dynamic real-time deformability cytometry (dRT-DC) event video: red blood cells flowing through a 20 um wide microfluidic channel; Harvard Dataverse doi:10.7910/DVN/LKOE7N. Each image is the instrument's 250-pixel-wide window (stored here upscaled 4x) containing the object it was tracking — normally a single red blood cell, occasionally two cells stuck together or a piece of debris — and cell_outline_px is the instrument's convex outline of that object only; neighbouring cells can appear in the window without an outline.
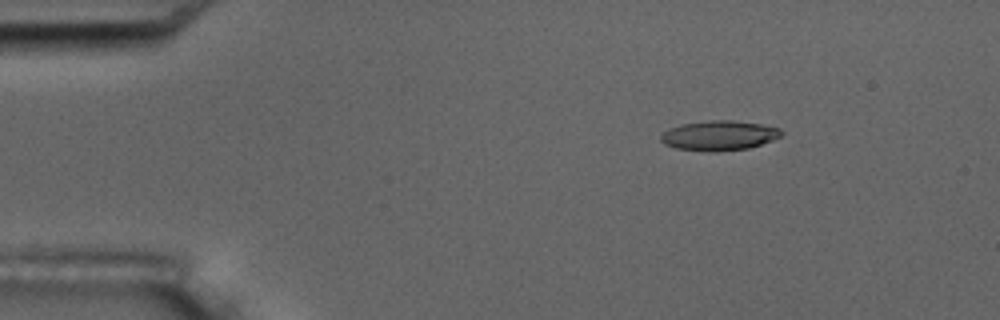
{"species": "common noctule bat (a hibernating species)", "species_latin": "Nyctalus noctula", "temperature_condition": "room temperature", "stored_images_in_passage": 7, "camera_frame_rate_fps": 3000, "um_per_image_px": 0.085, "animal": {"sex": "male", "body_mass_g": 17.5, "forearm_length_mm": 52.3}, "frame": {"image": 1, "passage_image": 2, "time_ms": 1.333, "image_size_px": [1000, 320], "cell_outline_px": [[784, 132], [780, 136], [772, 140], [748, 148], [716, 152], [708, 152], [676, 148], [664, 144], [660, 140], [660, 136], [668, 128], [680, 124], [708, 120], [732, 120], [760, 124], [780, 128]], "centroid_in_image_um": [61.09, 11.52], "position_along_channel_um": 23.9, "area_um2": 21.04}}
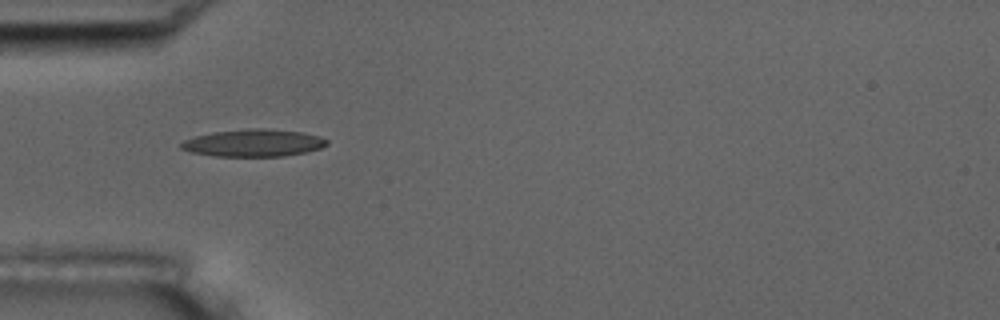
{"frame": {"image": 2, "passage_image": 4, "time_ms": 4.333, "image_size_px": [1000, 320], "cell_outline_px": [[328, 144], [320, 148], [304, 152], [284, 156], [212, 156], [188, 152], [180, 148], [180, 144], [184, 140], [196, 136], [212, 132], [252, 128], [264, 128], [300, 132], [320, 136], [328, 140]], "centroid_in_image_um": [21.52, 12.15], "position_along_channel_um": 63.5, "area_um2": 23.18}}
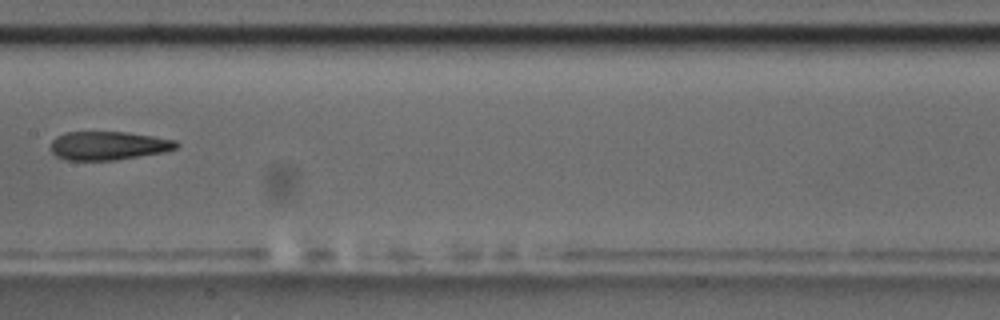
{"frame": {"image": 3, "passage_image": 7, "time_ms": 8.0, "image_size_px": [1000, 320], "cell_outline_px": [[180, 144], [176, 148], [164, 152], [116, 160], [68, 160], [56, 156], [52, 152], [52, 140], [56, 136], [64, 132], [128, 132], [176, 140]], "centroid_in_image_um": [9.22, 12.37], "position_along_channel_um": 198.2, "area_um2": 20.92}}